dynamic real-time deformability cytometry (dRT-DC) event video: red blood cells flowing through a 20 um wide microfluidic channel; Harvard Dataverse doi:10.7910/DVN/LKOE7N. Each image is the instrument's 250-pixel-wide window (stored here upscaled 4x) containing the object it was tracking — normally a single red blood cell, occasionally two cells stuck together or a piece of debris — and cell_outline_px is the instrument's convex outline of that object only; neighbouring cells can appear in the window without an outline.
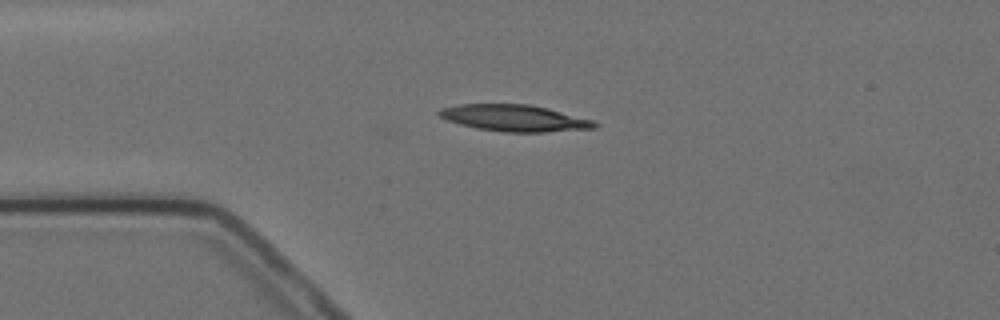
{"species": "Egyptian fruit bat (a non-hibernating species)", "species_latin": "Rousettus aegyptiacus", "temperature_condition": "cold", "stored_images_in_passage": 3, "camera_frame_rate_fps": 3000, "um_per_image_px": 0.085, "animal": {"sex": "female"}, "frame": {"image": 1, "passage_image": 2, "time_ms": 1.0, "image_size_px": [1000, 320], "cell_outline_px": [[600, 124], [596, 128], [544, 132], [504, 132], [476, 128], [460, 124], [448, 120], [440, 116], [436, 112], [440, 108], [460, 104], [528, 104], [548, 108], [592, 120]], "centroid_in_image_um": [43.72, 10.03], "position_along_channel_um": 41.3, "area_um2": 23.99}}